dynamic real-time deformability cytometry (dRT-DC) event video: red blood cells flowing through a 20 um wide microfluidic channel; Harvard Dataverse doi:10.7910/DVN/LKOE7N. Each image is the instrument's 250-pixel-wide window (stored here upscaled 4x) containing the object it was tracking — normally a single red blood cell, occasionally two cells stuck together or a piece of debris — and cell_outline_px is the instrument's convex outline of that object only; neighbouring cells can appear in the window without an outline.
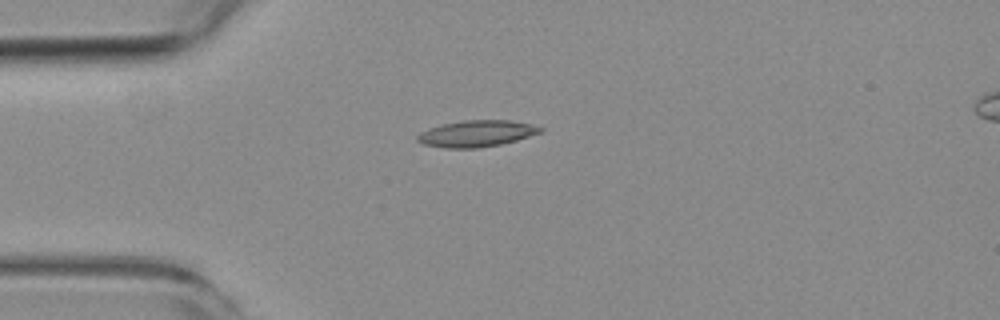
{"species": "common noctule bat (a hibernating species)", "species_latin": "Nyctalus noctula", "temperature_condition": "room temperature", "stored_images_in_passage": 8, "camera_frame_rate_fps": 3000, "um_per_image_px": 0.085, "animal": {"sex": "female", "body_mass_g": 19.3, "forearm_length_mm": 54.1}, "frame": {"image": 1, "passage_image": 2, "time_ms": 1.333, "image_size_px": [1000, 320], "cell_outline_px": [[544, 128], [540, 132], [516, 140], [500, 144], [476, 148], [444, 148], [424, 144], [416, 140], [416, 136], [420, 132], [444, 124], [464, 120], [508, 120], [528, 124]], "centroid_in_image_um": [40.47, 11.36], "position_along_channel_um": 44.5, "area_um2": 18.55}}
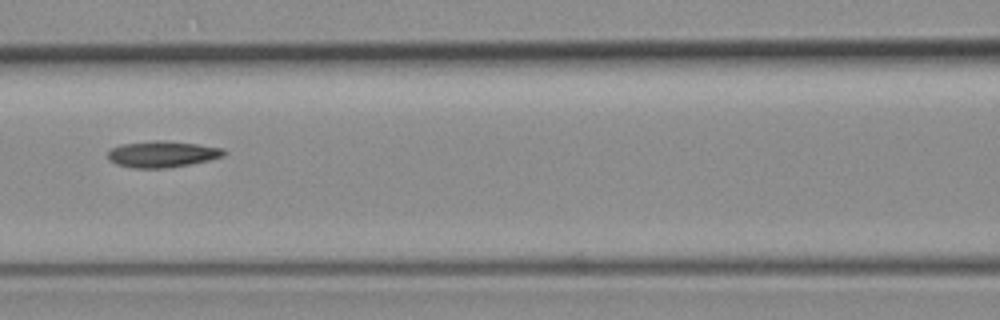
{"frame": {"image": 2, "passage_image": 5, "time_ms": 4.667, "image_size_px": [1000, 320], "cell_outline_px": [[228, 152], [224, 156], [208, 160], [188, 164], [164, 168], [132, 168], [116, 164], [108, 160], [108, 152], [112, 148], [120, 144], [156, 140], [160, 140], [196, 144], [224, 148]], "centroid_in_image_um": [13.78, 13.1], "position_along_channel_um": 152.8, "area_um2": 17.74}}
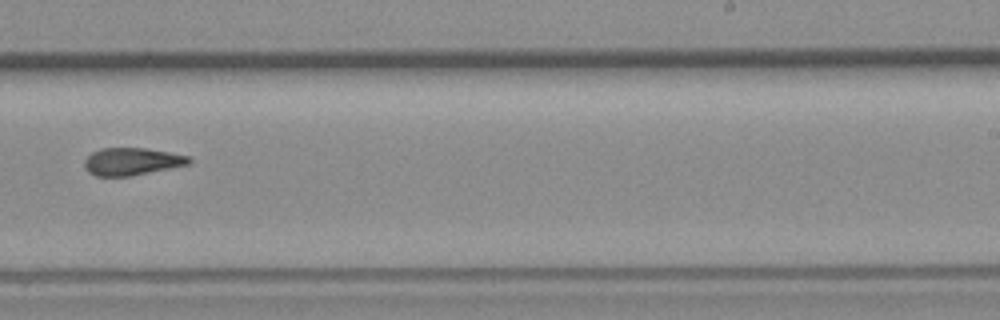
{"frame": {"image": 3, "passage_image": 8, "time_ms": 8.0, "image_size_px": [1000, 320], "cell_outline_px": [[192, 160], [188, 164], [128, 176], [96, 176], [88, 172], [84, 168], [84, 160], [92, 152], [100, 148], [144, 148], [192, 156]], "centroid_in_image_um": [11.17, 13.72], "position_along_channel_um": 277.8, "area_um2": 16.59}}